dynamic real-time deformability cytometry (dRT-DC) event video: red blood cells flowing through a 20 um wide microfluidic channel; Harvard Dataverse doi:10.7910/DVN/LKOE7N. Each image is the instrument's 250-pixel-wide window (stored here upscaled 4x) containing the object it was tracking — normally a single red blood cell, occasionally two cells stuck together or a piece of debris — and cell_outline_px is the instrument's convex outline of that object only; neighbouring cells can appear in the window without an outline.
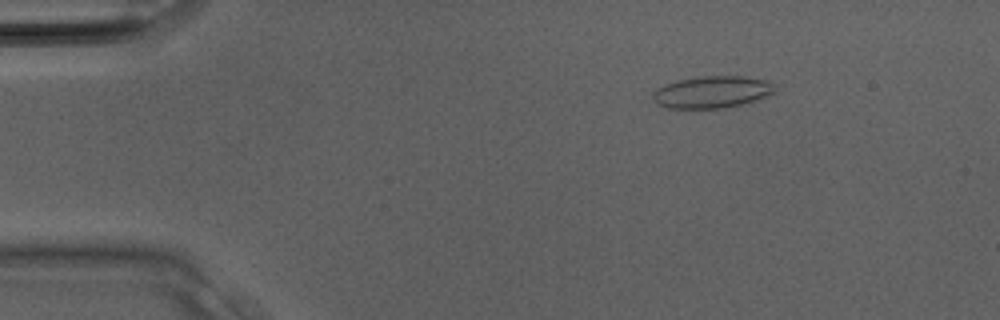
{"species": "Egyptian fruit bat (a non-hibernating species)", "species_latin": "Rousettus aegyptiacus", "temperature_condition": "room temperature", "stored_images_in_passage": 27, "camera_frame_rate_fps": 3000, "um_per_image_px": 0.085, "animal": {"sex": "male"}, "frame": {"image": 1, "passage_image": 1, "time_ms": 0.0, "image_size_px": [1000, 320], "cell_outline_px": [[776, 92], [768, 96], [740, 104], [724, 108], [668, 108], [656, 104], [652, 100], [652, 92], [656, 88], [664, 84], [676, 80], [700, 76], [744, 76], [764, 80], [772, 84], [776, 88]], "centroid_in_image_um": [60.47, 7.82], "position_along_channel_um": 24.5, "area_um2": 22.89}}
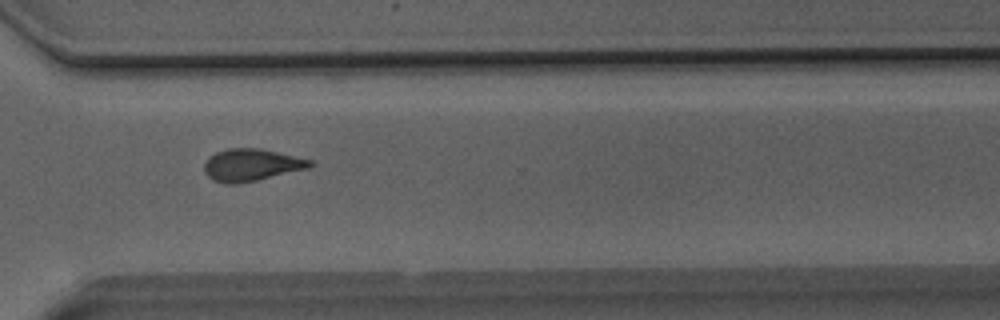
{"frame": {"image": 2, "passage_image": 19, "time_ms": 6.0, "image_size_px": [1000, 320], "cell_outline_px": [[316, 164], [312, 168], [256, 180], [236, 184], [224, 184], [212, 180], [204, 172], [204, 164], [208, 156], [216, 152], [228, 148], [260, 148], [312, 160]], "centroid_in_image_um": [21.38, 14.02], "position_along_channel_um": 349.2, "area_um2": 20.11}}
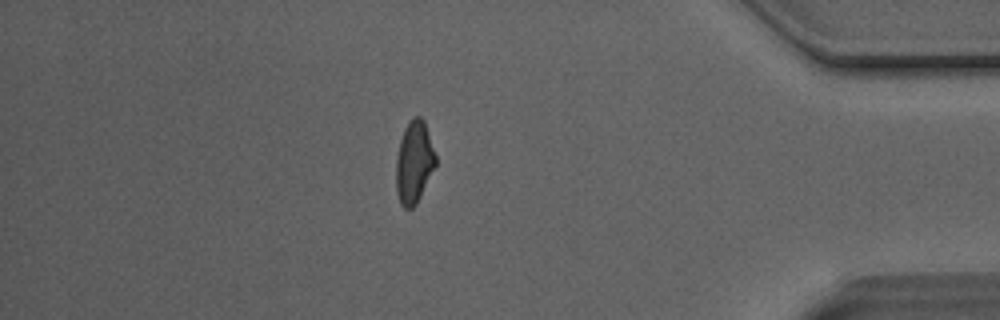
{"frame": {"image": 3, "passage_image": 23, "time_ms": 7.333, "image_size_px": [1000, 320], "cell_outline_px": [[436, 164], [416, 204], [412, 208], [404, 208], [400, 204], [396, 192], [396, 156], [400, 140], [404, 128], [408, 120], [416, 116], [420, 116], [424, 120], [436, 156]], "centroid_in_image_um": [35.18, 13.77], "position_along_channel_um": 400.0, "area_um2": 18.96}}